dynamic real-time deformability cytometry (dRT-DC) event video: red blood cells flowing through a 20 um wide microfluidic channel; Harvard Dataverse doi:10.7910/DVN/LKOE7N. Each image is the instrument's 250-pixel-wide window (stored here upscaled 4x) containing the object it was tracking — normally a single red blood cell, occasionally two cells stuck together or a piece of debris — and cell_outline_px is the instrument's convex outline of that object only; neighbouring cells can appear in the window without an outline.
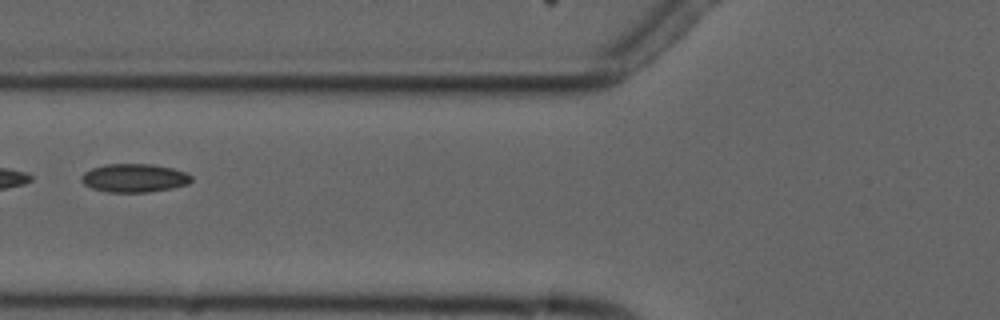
{"species": "common noctule bat (a hibernating species)", "species_latin": "Nyctalus noctula", "temperature_condition": "cold", "stored_images_in_passage": 9, "camera_frame_rate_fps": 3000, "um_per_image_px": 0.085, "animal": {"sex": "male", "forearm_length_mm": 52.5}, "frame": {"image": 1, "passage_image": 7, "time_ms": 7.0, "image_size_px": [1000, 320], "cell_outline_px": [[192, 180], [188, 184], [172, 188], [148, 192], [108, 192], [92, 188], [84, 184], [80, 180], [80, 176], [84, 172], [92, 168], [104, 164], [152, 164], [172, 168], [184, 172], [192, 176]], "centroid_in_image_um": [11.39, 15.13], "position_along_channel_um": 114.4, "area_um2": 18.26}}
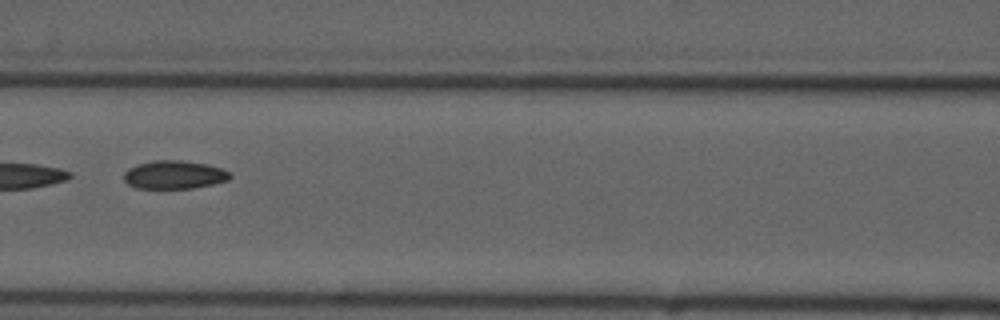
{"frame": {"image": 2, "passage_image": 8, "time_ms": 8.0, "image_size_px": [1000, 320], "cell_outline_px": [[232, 176], [228, 180], [212, 184], [192, 188], [136, 188], [128, 184], [124, 180], [124, 172], [128, 168], [152, 160], [180, 160], [208, 164], [220, 168], [228, 172]], "centroid_in_image_um": [14.79, 14.85], "position_along_channel_um": 151.8, "area_um2": 17.4}}
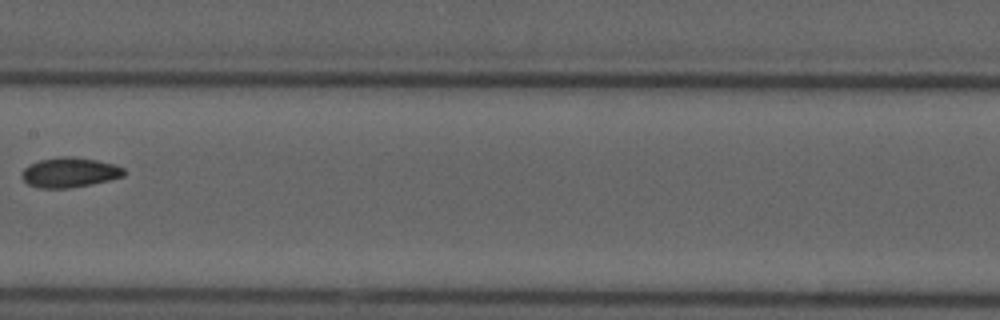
{"frame": {"image": 3, "passage_image": 9, "time_ms": 9.333, "image_size_px": [1000, 320], "cell_outline_px": [[124, 176], [108, 180], [68, 188], [40, 188], [28, 184], [20, 176], [20, 172], [28, 164], [40, 160], [60, 156], [72, 156], [96, 160], [116, 164], [124, 168]], "centroid_in_image_um": [5.88, 14.64], "position_along_channel_um": 201.5, "area_um2": 17.8}}